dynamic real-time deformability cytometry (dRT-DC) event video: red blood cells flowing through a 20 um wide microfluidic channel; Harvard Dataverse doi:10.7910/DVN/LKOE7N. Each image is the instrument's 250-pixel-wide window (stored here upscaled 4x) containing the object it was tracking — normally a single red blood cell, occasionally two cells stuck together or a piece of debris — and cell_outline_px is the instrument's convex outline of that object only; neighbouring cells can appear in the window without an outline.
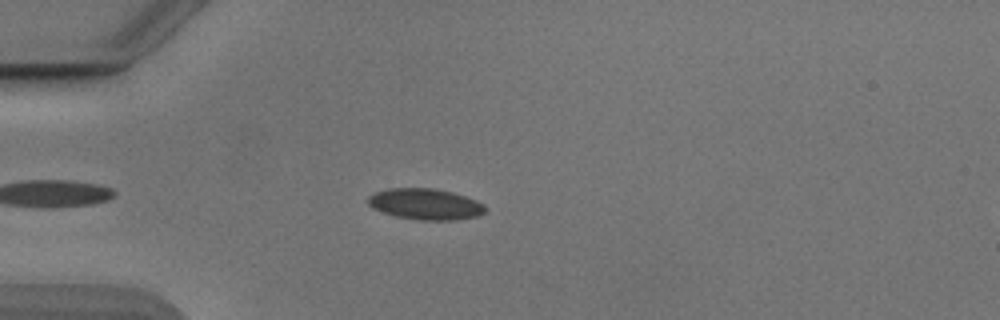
{"species": "Egyptian fruit bat (a non-hibernating species)", "species_latin": "Rousettus aegyptiacus", "temperature_condition": "cold", "stored_images_in_passage": 13, "camera_frame_rate_fps": 3000, "um_per_image_px": 0.085, "animal": {"sex": "male"}, "frame": {"image": 1, "passage_image": 8, "time_ms": 2.333, "image_size_px": [1000, 320], "cell_outline_px": [[484, 212], [480, 216], [456, 220], [416, 220], [396, 216], [372, 208], [368, 204], [368, 196], [372, 192], [388, 188], [432, 188], [452, 192], [476, 200], [484, 204]], "centroid_in_image_um": [36.13, 17.35], "position_along_channel_um": 48.9, "area_um2": 21.33}}